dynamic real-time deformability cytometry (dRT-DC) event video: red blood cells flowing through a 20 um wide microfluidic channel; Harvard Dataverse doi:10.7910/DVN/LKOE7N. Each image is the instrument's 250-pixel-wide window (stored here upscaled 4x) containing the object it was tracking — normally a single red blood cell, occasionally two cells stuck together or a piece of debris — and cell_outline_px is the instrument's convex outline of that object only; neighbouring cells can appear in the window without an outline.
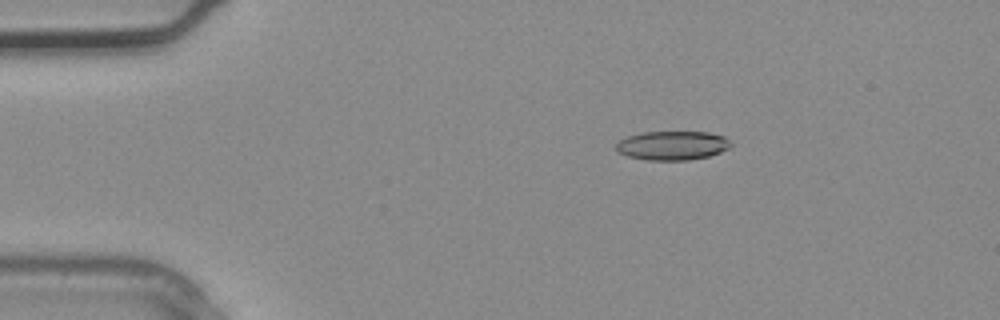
{"species": "common noctule bat (a hibernating species)", "species_latin": "Nyctalus noctula", "temperature_condition": "warm", "stored_images_in_passage": 3, "segment_of_instrument_passage": [1, 2], "camera_frame_rate_fps": 3000, "um_per_image_px": 0.085, "animal": {"sex": "male", "body_mass_g": 20.4}, "frame": {"image": 1, "passage_image": 1, "time_ms": 0.0, "image_size_px": [1000, 320], "cell_outline_px": [[732, 144], [728, 148], [720, 152], [708, 156], [688, 160], [648, 160], [628, 156], [620, 152], [616, 148], [616, 144], [620, 140], [628, 136], [640, 132], [708, 132], [724, 136]], "centroid_in_image_um": [57.16, 12.36], "position_along_channel_um": 27.8, "area_um2": 19.25}}